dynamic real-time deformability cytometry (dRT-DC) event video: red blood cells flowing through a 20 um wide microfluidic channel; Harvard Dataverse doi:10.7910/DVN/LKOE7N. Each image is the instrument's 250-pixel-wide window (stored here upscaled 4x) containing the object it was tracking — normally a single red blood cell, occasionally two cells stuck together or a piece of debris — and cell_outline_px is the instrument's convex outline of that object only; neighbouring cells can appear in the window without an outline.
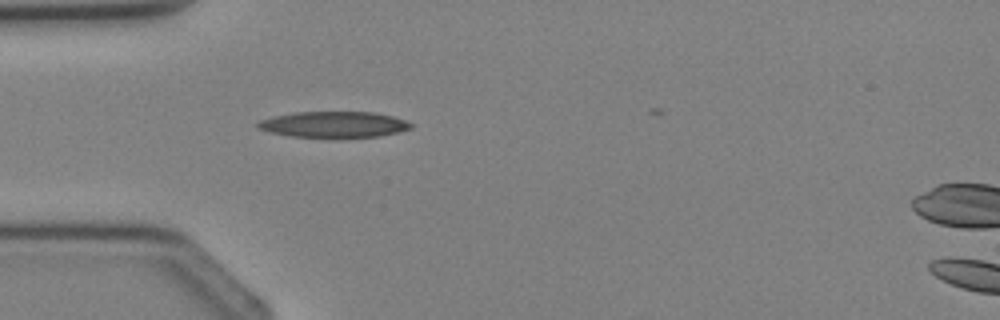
{"species": "Egyptian fruit bat (a non-hibernating species)", "species_latin": "Rousettus aegyptiacus", "temperature_condition": "cold", "stored_images_in_passage": 3, "segment_of_instrument_passage": [1, 2], "camera_frame_rate_fps": 3000, "um_per_image_px": 0.085, "animal": {"sex": "female"}, "frame": {"image": 1, "passage_image": 2, "time_ms": 1.333, "image_size_px": [1000, 320], "cell_outline_px": [[412, 128], [380, 136], [288, 136], [268, 132], [256, 128], [256, 124], [260, 120], [272, 116], [296, 112], [376, 112], [392, 116], [404, 120], [412, 124]], "centroid_in_image_um": [28.32, 10.56], "position_along_channel_um": 56.7, "area_um2": 22.83}}